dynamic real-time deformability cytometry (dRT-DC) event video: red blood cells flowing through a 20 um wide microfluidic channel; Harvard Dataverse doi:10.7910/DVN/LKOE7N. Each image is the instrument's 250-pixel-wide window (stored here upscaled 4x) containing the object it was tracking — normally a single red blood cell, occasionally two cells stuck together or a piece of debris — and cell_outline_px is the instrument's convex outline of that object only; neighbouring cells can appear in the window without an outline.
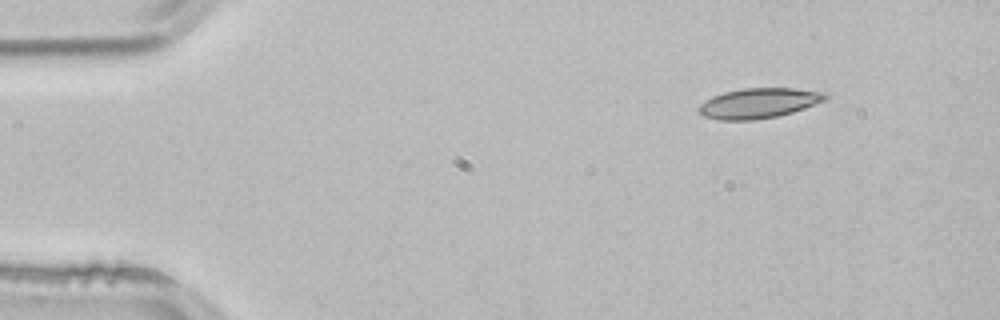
{"species": "common noctule bat (a hibernating species)", "species_latin": "Nyctalus noctula", "temperature_condition": "room temperature", "stored_images_in_passage": 3, "camera_frame_rate_fps": 3000, "um_per_image_px": 0.085, "animal": {"sex": "male", "body_mass_g": 21.5, "forearm_length_mm": 52.0}, "frame": {"image": 1, "passage_image": 1, "time_ms": 0.0, "image_size_px": [1000, 320], "cell_outline_px": [[828, 96], [824, 100], [804, 108], [792, 112], [776, 116], [756, 120], [720, 120], [704, 116], [696, 112], [696, 108], [704, 100], [712, 96], [724, 92], [744, 88], [792, 88], [824, 92]], "centroid_in_image_um": [64.42, 8.77], "position_along_channel_um": 20.6, "area_um2": 22.2}}
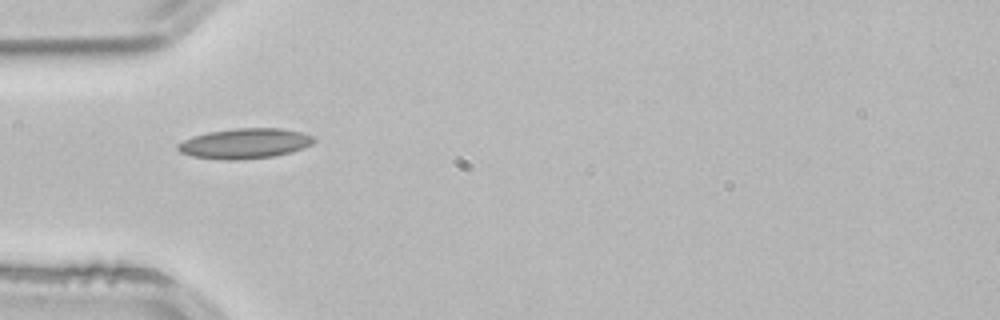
{"frame": {"image": 2, "passage_image": 3, "time_ms": 0.667, "image_size_px": [1000, 320], "cell_outline_px": [[316, 140], [312, 144], [304, 148], [292, 152], [272, 156], [236, 160], [224, 160], [192, 156], [180, 152], [176, 148], [176, 144], [192, 136], [208, 132], [236, 128], [280, 128], [300, 132], [316, 136]], "centroid_in_image_um": [20.82, 12.19], "position_along_channel_um": 64.2, "area_um2": 24.04}}